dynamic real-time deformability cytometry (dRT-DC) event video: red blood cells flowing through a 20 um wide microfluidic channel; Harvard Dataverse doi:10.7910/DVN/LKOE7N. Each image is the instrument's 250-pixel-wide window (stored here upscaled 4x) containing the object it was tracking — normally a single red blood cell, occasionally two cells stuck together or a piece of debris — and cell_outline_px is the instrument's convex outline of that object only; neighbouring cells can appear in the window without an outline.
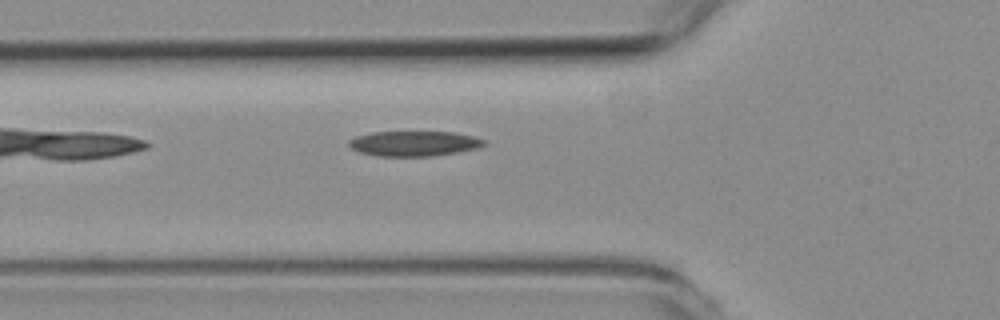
{"species": "common noctule bat (a hibernating species)", "species_latin": "Nyctalus noctula", "temperature_condition": "room temperature", "stored_images_in_passage": 38, "camera_frame_rate_fps": 3000, "um_per_image_px": 0.085, "animal": {"sex": "female", "body_mass_g": 19.3, "forearm_length_mm": 54.1}, "frame": {"image": 1, "passage_image": 9, "time_ms": 2.667, "image_size_px": [1000, 320], "cell_outline_px": [[488, 144], [476, 148], [456, 152], [432, 156], [380, 156], [360, 152], [352, 148], [348, 144], [348, 140], [356, 136], [372, 132], [452, 132], [476, 136], [484, 140]], "centroid_in_image_um": [35.21, 12.19], "position_along_channel_um": 90.6, "area_um2": 19.71}}
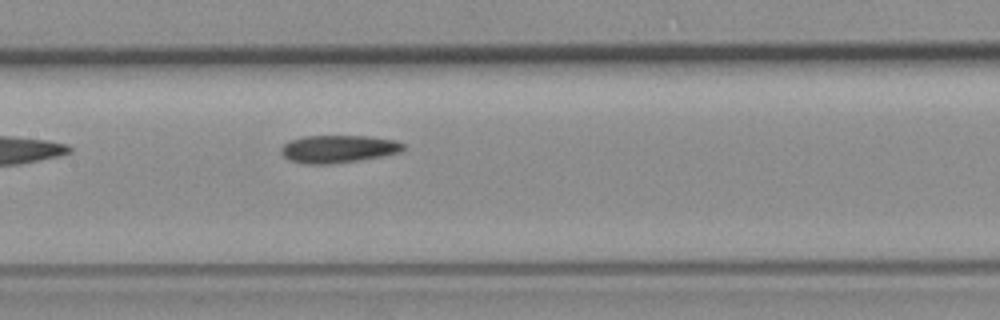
{"frame": {"image": 2, "passage_image": 16, "time_ms": 5.0, "image_size_px": [1000, 320], "cell_outline_px": [[404, 148], [400, 152], [384, 156], [360, 160], [332, 164], [304, 164], [288, 160], [280, 152], [280, 148], [288, 140], [304, 136], [368, 136], [396, 140], [404, 144]], "centroid_in_image_um": [28.73, 12.66], "position_along_channel_um": 178.7, "area_um2": 19.94}}
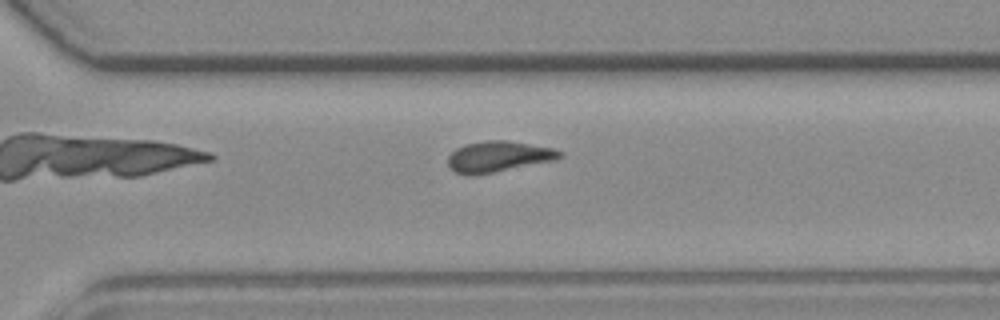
{"frame": {"image": 3, "passage_image": 28, "time_ms": 9.0, "image_size_px": [1000, 320], "cell_outline_px": [[564, 156], [556, 160], [492, 172], [456, 172], [448, 164], [448, 156], [456, 148], [464, 144], [484, 140], [504, 140], [556, 148]], "centroid_in_image_um": [42.43, 13.25], "position_along_channel_um": 328.2, "area_um2": 19.48}}